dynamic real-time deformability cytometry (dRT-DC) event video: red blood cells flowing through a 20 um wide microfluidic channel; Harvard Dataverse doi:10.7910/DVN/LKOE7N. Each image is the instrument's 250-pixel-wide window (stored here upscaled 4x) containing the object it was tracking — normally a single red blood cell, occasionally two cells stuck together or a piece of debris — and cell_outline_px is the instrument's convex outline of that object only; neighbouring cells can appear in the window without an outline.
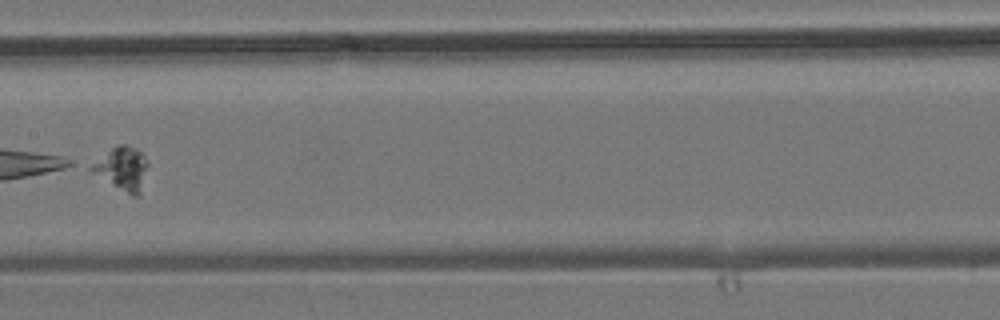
{"species": "common noctule bat (a hibernating species)", "species_latin": "Nyctalus noctula", "temperature_condition": "room temperature", "stored_images_in_passage": 9, "camera_frame_rate_fps": 3000, "um_per_image_px": 0.085, "animal": {"sex": "male", "body_mass_g": 19.2, "forearm_length_mm": 51.8}, "frame": {"image": 1, "passage_image": 8, "time_ms": 8.333, "image_size_px": [1000, 320], "cell_outline_px": [[148, 164], [140, 196], [132, 196], [88, 172], [88, 168], [92, 164], [116, 144], [124, 144], [136, 148], [148, 160]], "centroid_in_image_um": [10.37, 14.34], "position_along_channel_um": 197.0, "area_um2": 14.39}}
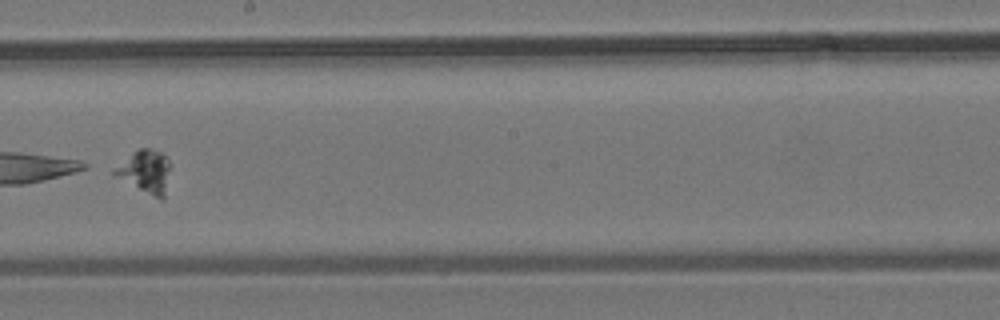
{"frame": {"image": 2, "passage_image": 9, "time_ms": 9.333, "image_size_px": [1000, 320], "cell_outline_px": [[172, 164], [164, 200], [112, 176], [112, 172], [132, 152], [140, 148], [152, 148], [160, 152]], "centroid_in_image_um": [12.38, 14.57], "position_along_channel_um": 235.8, "area_um2": 13.87}}